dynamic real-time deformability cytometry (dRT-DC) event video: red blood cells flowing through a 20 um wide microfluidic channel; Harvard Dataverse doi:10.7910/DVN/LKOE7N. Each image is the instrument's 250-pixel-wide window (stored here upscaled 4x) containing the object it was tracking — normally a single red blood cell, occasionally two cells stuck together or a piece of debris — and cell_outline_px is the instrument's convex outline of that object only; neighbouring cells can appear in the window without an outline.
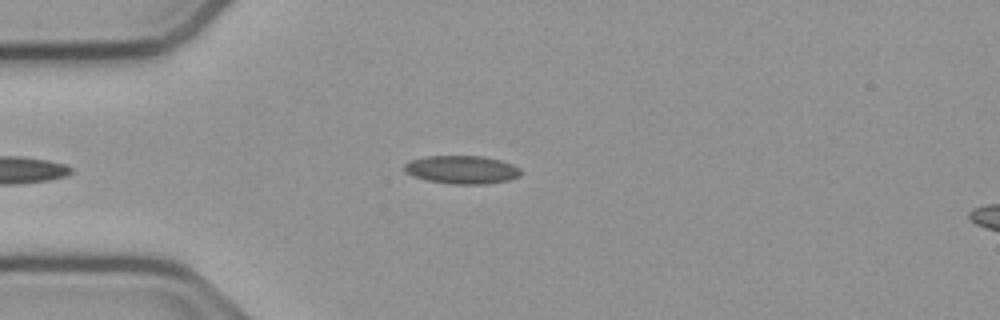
{"species": "common noctule bat (a hibernating species)", "species_latin": "Nyctalus noctula", "temperature_condition": "cold", "stored_images_in_passage": 39, "camera_frame_rate_fps": 3000, "um_per_image_px": 0.085, "animal": {"sex": "male", "body_mass_g": 23.1, "forearm_length_mm": 52.7}, "frame": {"image": 1, "passage_image": 2, "time_ms": 0.333, "image_size_px": [1000, 320], "cell_outline_px": [[520, 176], [508, 180], [484, 184], [452, 184], [428, 180], [412, 176], [404, 172], [404, 164], [412, 160], [428, 156], [484, 156], [500, 160], [512, 164], [520, 168]], "centroid_in_image_um": [39.25, 14.42], "position_along_channel_um": 45.7, "area_um2": 19.07}}
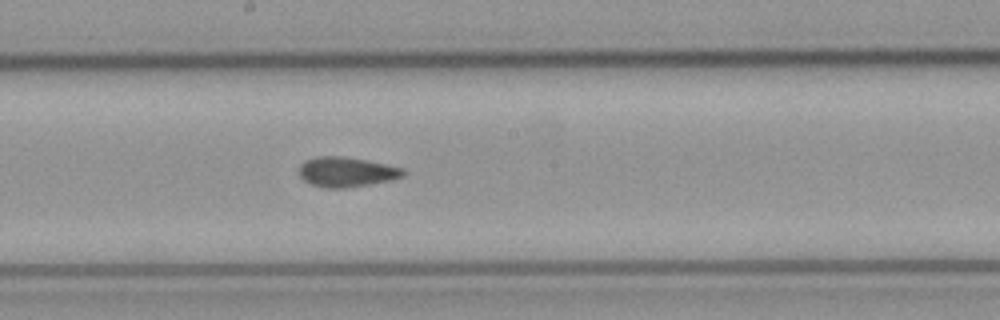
{"frame": {"image": 2, "passage_image": 17, "time_ms": 5.333, "image_size_px": [1000, 320], "cell_outline_px": [[404, 176], [392, 180], [372, 184], [344, 188], [324, 188], [312, 184], [304, 180], [296, 172], [296, 168], [304, 160], [316, 156], [340, 156], [368, 160], [404, 168]], "centroid_in_image_um": [29.41, 14.61], "position_along_channel_um": 218.8, "area_um2": 18.5}}
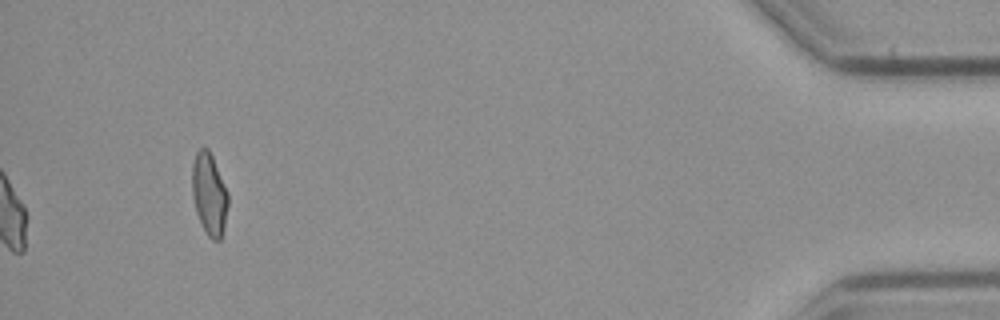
{"frame": {"image": 3, "passage_image": 39, "time_ms": 12.667, "image_size_px": [1000, 320], "cell_outline_px": [[228, 204], [224, 224], [220, 240], [212, 240], [208, 236], [196, 212], [192, 196], [192, 164], [196, 152], [200, 148], [208, 148], [212, 156], [228, 192]], "centroid_in_image_um": [17.77, 16.47], "position_along_channel_um": 417.4, "area_um2": 16.99}, "authors_computed_cell_mechanics": {"area_um2": 17.6868, "velocity_mm_per_s": 3.7591, "shape_relaxation_time_tau1_ms": null, "shape_relaxation_time_tau2_ms": 2.8122, "deformation_change_tau1": null, "deformation_change_tau2": 0.0902}}